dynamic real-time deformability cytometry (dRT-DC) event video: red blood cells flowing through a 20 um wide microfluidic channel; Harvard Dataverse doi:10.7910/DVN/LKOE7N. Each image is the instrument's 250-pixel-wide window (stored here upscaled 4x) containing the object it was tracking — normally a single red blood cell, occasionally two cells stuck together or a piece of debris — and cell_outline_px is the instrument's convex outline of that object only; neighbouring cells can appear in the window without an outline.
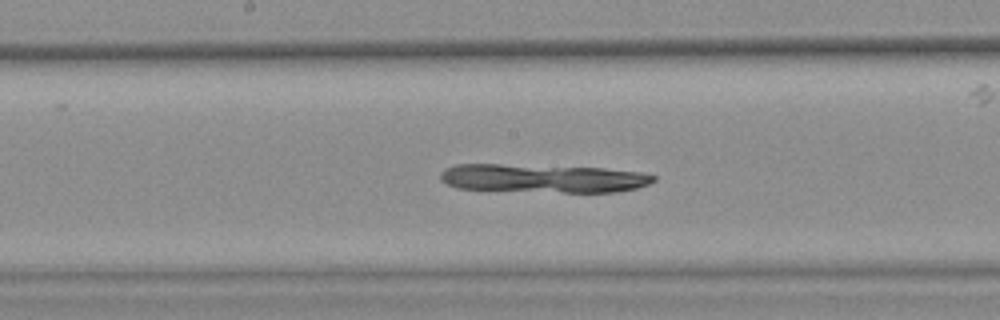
{"species": "common noctule bat (a hibernating species)", "species_latin": "Nyctalus noctula", "temperature_condition": "warm", "stored_images_in_passage": 46, "camera_frame_rate_fps": 3000, "um_per_image_px": 0.085, "animal": {"sex": "female", "body_mass_g": 25.1}, "frame": {"image": 1, "passage_image": 27, "time_ms": 8.667, "image_size_px": [1000, 320], "cell_outline_px": [[656, 180], [648, 184], [636, 188], [616, 192], [564, 192], [456, 188], [440, 180], [440, 172], [444, 168], [456, 164], [500, 164], [604, 168], [640, 172], [656, 176]], "centroid_in_image_um": [46.14, 15.15], "position_along_channel_um": 202.1, "area_um2": 35.26}}